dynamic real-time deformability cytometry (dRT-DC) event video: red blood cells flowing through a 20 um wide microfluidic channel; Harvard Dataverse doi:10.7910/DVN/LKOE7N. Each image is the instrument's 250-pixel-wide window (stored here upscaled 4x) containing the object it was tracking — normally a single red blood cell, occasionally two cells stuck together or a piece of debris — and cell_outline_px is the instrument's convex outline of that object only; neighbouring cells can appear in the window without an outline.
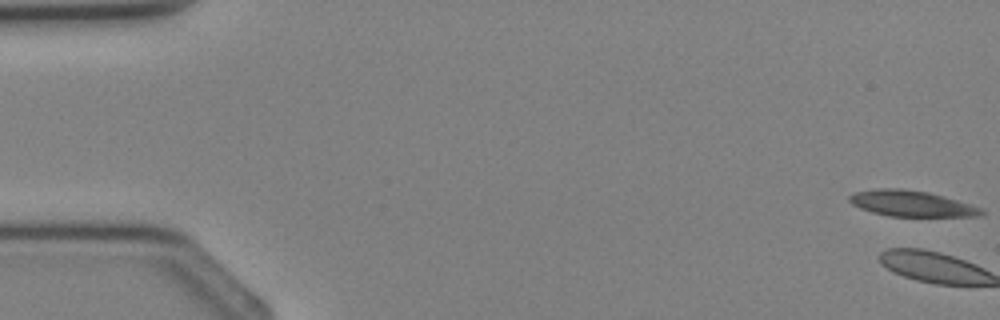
{"species": "Egyptian fruit bat (a non-hibernating species)", "species_latin": "Rousettus aegyptiacus", "temperature_condition": "cold", "stored_images_in_passage": 38, "camera_frame_rate_fps": 3000, "um_per_image_px": 0.085, "animal": {"sex": "female"}, "frame": {"image": 1, "passage_image": 1, "time_ms": 0.0, "image_size_px": [1000, 320], "cell_outline_px": [[984, 212], [980, 216], [888, 216], [872, 212], [860, 208], [852, 204], [848, 200], [848, 196], [856, 192], [876, 188], [900, 188], [928, 192], [944, 196], [980, 208]], "centroid_in_image_um": [77.41, 17.29], "position_along_channel_um": 7.6, "area_um2": 19.71}}
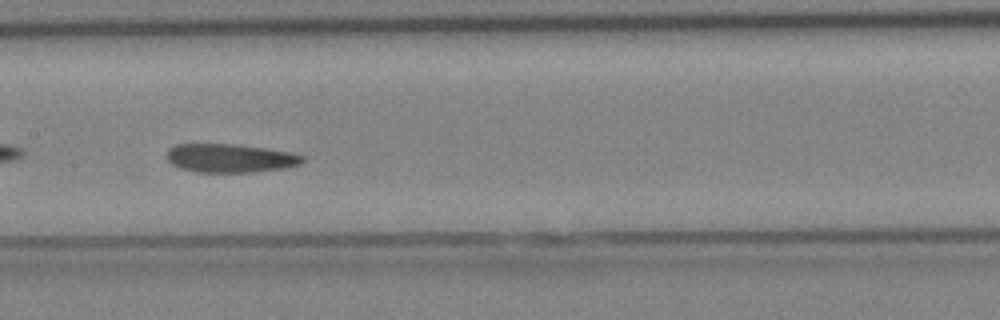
{"frame": {"image": 2, "passage_image": 20, "time_ms": 6.333, "image_size_px": [1000, 320], "cell_outline_px": [[304, 160], [300, 164], [288, 168], [252, 172], [196, 172], [180, 168], [172, 164], [168, 160], [168, 148], [176, 144], [236, 144], [292, 152], [304, 156]], "centroid_in_image_um": [19.59, 13.44], "position_along_channel_um": 187.8, "area_um2": 22.72}}
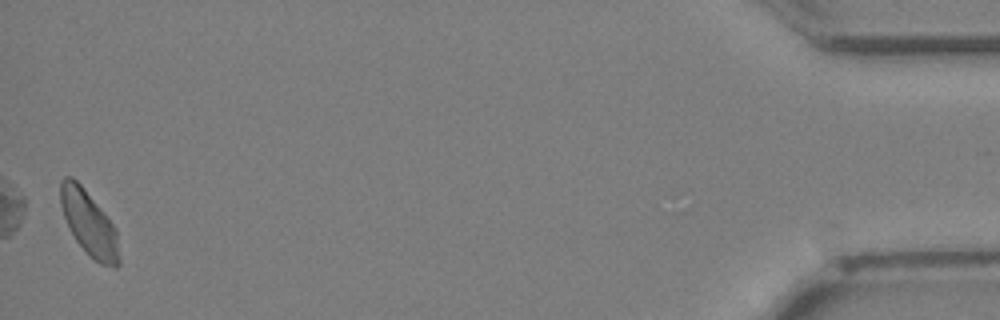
{"frame": {"image": 3, "passage_image": 38, "time_ms": 12.333, "image_size_px": [1000, 320], "cell_outline_px": [[120, 264], [116, 268], [112, 268], [100, 264], [76, 240], [64, 216], [60, 204], [60, 180], [64, 176], [72, 176], [80, 184], [116, 228], [120, 260]], "centroid_in_image_um": [7.57, 18.98], "position_along_channel_um": 427.6, "area_um2": 21.68}}